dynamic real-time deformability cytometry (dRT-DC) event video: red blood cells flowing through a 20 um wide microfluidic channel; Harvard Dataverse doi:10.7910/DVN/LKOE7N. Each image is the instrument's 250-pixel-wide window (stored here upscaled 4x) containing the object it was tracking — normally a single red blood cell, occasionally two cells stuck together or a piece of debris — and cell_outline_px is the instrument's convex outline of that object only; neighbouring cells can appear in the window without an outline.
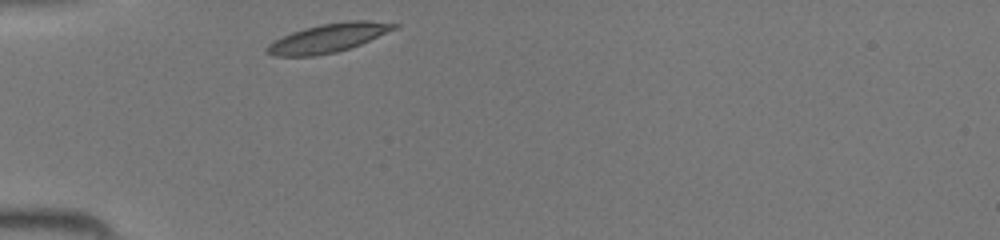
{"species": "common noctule bat (a hibernating species)", "species_latin": "Nyctalus noctula", "temperature_condition": "room temperature", "stored_images_in_passage": 26, "camera_frame_rate_fps": 3000, "um_per_image_px": 0.085, "animal": {"sex": "female", "body_mass_g": 19.5, "forearm_length_mm": 54.1}, "frame": {"image": 1, "passage_image": 1, "time_ms": 0.0, "image_size_px": [1000, 240], "cell_outline_px": [[400, 24], [396, 28], [360, 44], [336, 52], [312, 56], [272, 56], [264, 52], [264, 48], [268, 44], [292, 32], [304, 28], [320, 24], [348, 20], [364, 20]], "centroid_in_image_um": [27.85, 3.23], "position_along_channel_um": 57.2, "area_um2": 21.1}}
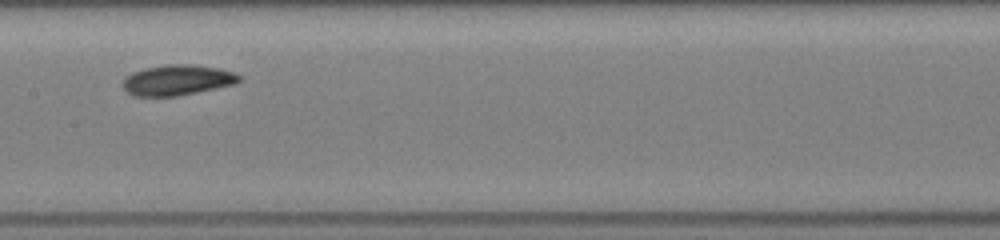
{"frame": {"image": 2, "passage_image": 11, "time_ms": 3.333, "image_size_px": [1000, 240], "cell_outline_px": [[240, 80], [236, 84], [176, 96], [132, 96], [120, 84], [124, 76], [132, 72], [148, 68], [168, 64], [192, 64], [216, 68], [236, 72], [240, 76]], "centroid_in_image_um": [15.04, 6.81], "position_along_channel_um": 192.4, "area_um2": 20.69}}
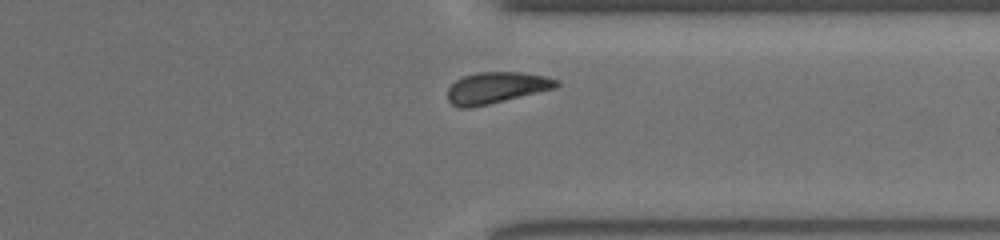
{"frame": {"image": 3, "passage_image": 23, "time_ms": 7.333, "image_size_px": [1000, 240], "cell_outline_px": [[560, 84], [556, 88], [472, 108], [460, 108], [452, 104], [448, 100], [448, 88], [456, 80], [464, 76], [476, 72], [520, 72], [544, 76], [560, 80]], "centroid_in_image_um": [42.19, 7.46], "position_along_channel_um": 369.2, "area_um2": 19.88}}